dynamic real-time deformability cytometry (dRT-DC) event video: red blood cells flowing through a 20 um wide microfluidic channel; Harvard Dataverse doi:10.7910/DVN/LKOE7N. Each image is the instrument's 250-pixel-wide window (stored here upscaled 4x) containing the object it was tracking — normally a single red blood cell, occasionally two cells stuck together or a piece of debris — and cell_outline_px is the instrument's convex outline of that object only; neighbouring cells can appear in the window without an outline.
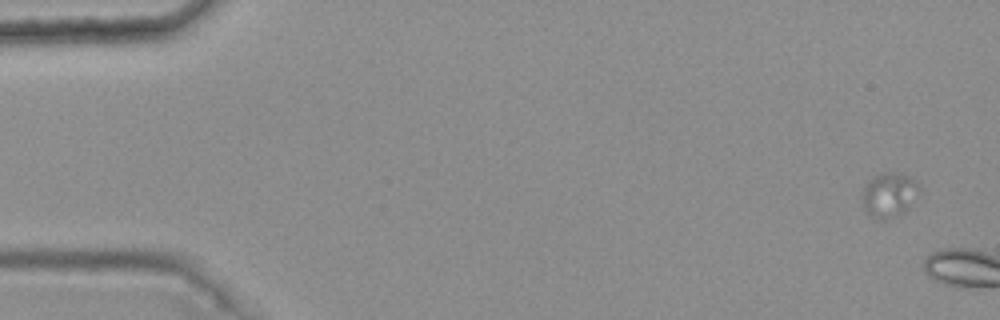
{"species": "common noctule bat (a hibernating species)", "species_latin": "Nyctalus noctula", "temperature_condition": "warm", "stored_images_in_passage": 2, "camera_frame_rate_fps": 3000, "um_per_image_px": 0.085, "animal": {"sex": "female", "body_mass_g": 25.1}, "frame": {"image": 1, "passage_image": 1, "time_ms": 0.0, "image_size_px": [1000, 320], "cell_outline_px": [[920, 188], [908, 208], [904, 212], [896, 216], [884, 220], [880, 220], [868, 216], [864, 208], [864, 188], [868, 180], [872, 176], [884, 172], [892, 172], [908, 176], [916, 180], [920, 184]], "centroid_in_image_um": [75.57, 16.56], "position_along_channel_um": 9.4, "area_um2": 14.74}}